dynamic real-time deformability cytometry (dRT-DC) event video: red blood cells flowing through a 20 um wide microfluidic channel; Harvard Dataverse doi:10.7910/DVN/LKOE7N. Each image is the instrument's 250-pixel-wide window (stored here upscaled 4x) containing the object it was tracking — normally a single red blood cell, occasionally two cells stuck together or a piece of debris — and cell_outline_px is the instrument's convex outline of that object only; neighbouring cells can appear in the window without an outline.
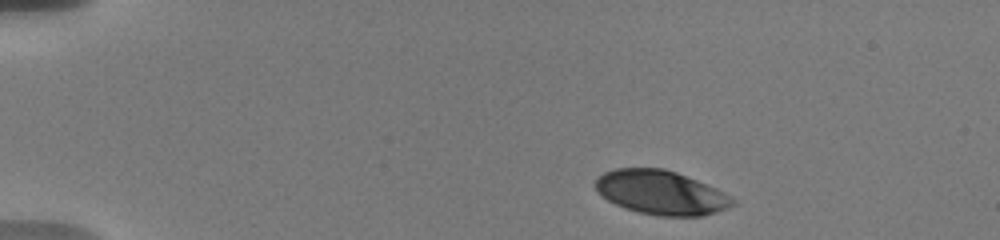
{"species": "human", "species_latin": "Homo sapiens", "temperature_condition": "warm", "stored_images_in_passage": 20, "camera_frame_rate_fps": 3000, "um_per_image_px": 0.085, "donor": {"sex": "male"}, "frame": {"image": 1, "passage_image": 1, "time_ms": 0.0, "image_size_px": [1000, 240], "cell_outline_px": [[736, 204], [728, 208], [704, 216], [660, 216], [640, 212], [624, 208], [608, 200], [596, 188], [596, 180], [604, 172], [616, 168], [664, 168], [676, 172], [716, 188], [724, 192], [736, 200]], "centroid_in_image_um": [56.23, 16.37], "position_along_channel_um": 28.8, "area_um2": 35.03}}
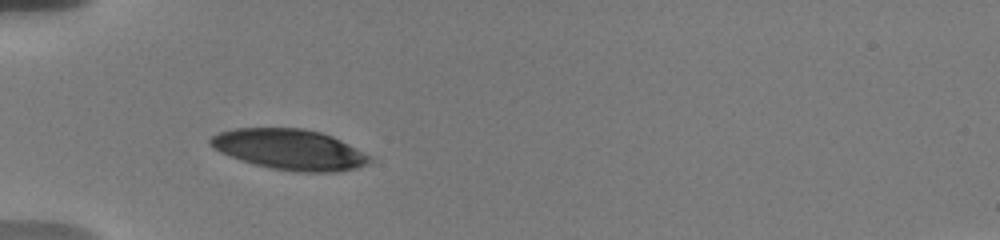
{"frame": {"image": 2, "passage_image": 13, "time_ms": 3.0, "image_size_px": [1000, 240], "cell_outline_px": [[372, 160], [368, 164], [356, 168], [336, 172], [300, 172], [272, 168], [256, 164], [220, 152], [208, 144], [208, 140], [212, 136], [220, 132], [236, 128], [304, 128], [320, 132], [332, 136], [356, 148], [368, 156]], "centroid_in_image_um": [24.62, 12.7], "position_along_channel_um": 60.4, "area_um2": 37.22}}
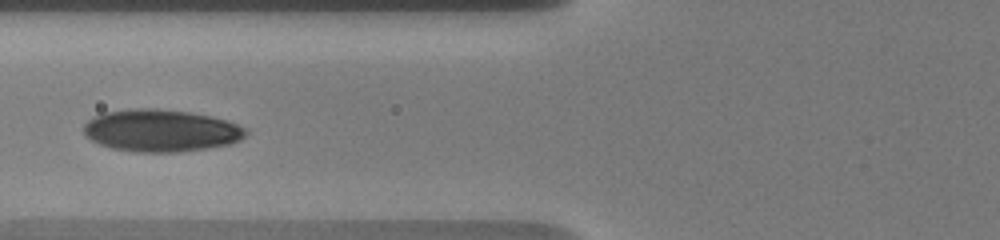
{"frame": {"image": 3, "passage_image": 18, "time_ms": 4.667, "image_size_px": [1000, 240], "cell_outline_px": [[248, 132], [240, 140], [228, 144], [180, 152], [136, 152], [112, 148], [100, 144], [84, 136], [84, 124], [92, 116], [104, 112], [136, 108], [156, 108], [188, 112], [212, 116], [248, 128]], "centroid_in_image_um": [13.65, 11.09], "position_along_channel_um": 112.1, "area_um2": 39.88}}